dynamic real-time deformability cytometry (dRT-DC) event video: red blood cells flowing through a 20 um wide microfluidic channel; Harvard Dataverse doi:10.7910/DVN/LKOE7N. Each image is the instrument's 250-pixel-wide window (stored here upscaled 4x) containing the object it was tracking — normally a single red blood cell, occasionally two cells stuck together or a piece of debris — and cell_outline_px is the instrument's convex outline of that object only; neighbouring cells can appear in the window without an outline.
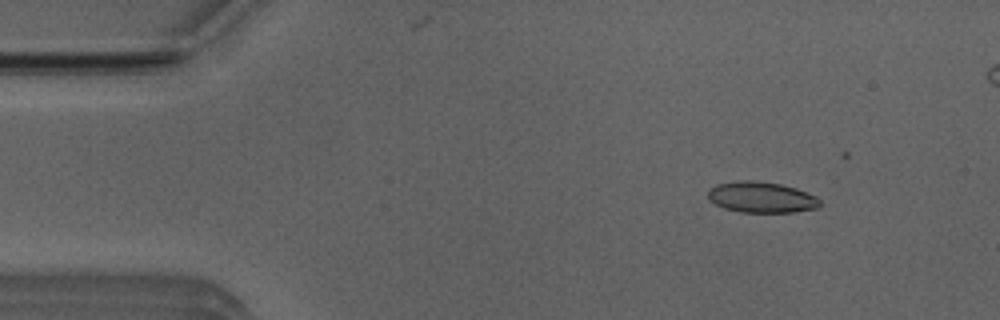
{"species": "Egyptian fruit bat (a non-hibernating species)", "species_latin": "Rousettus aegyptiacus", "temperature_condition": "room temperature", "stored_images_in_passage": 13, "camera_frame_rate_fps": 3000, "um_per_image_px": 0.085, "animal": {"sex": "male"}, "frame": {"image": 1, "passage_image": 1, "time_ms": 0.0, "image_size_px": [1000, 320], "cell_outline_px": [[820, 204], [816, 208], [792, 212], [740, 212], [724, 208], [716, 204], [708, 196], [708, 188], [716, 184], [736, 180], [752, 180], [780, 184], [796, 188], [816, 196], [820, 200]], "centroid_in_image_um": [64.7, 16.75], "position_along_channel_um": 20.3, "area_um2": 20.11}}